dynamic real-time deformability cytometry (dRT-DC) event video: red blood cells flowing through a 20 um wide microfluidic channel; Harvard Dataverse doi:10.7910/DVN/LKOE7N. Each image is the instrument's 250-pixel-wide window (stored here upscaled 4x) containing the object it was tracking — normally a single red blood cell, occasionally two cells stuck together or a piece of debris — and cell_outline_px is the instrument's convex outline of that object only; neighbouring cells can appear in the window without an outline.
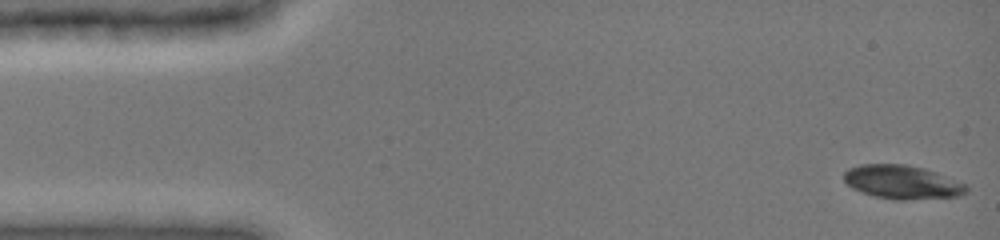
{"species": "common noctule bat (a hibernating species)", "species_latin": "Nyctalus noctula", "temperature_condition": "cold", "stored_images_in_passage": 47, "camera_frame_rate_fps": 3000, "um_per_image_px": 0.085, "animal": {"sex": "female", "body_mass_g": 19.0, "forearm_length_mm": 51.5}, "frame": {"image": 1, "passage_image": 1, "time_ms": 0.0, "image_size_px": [1000, 240], "cell_outline_px": [[968, 188], [964, 192], [956, 196], [900, 200], [896, 200], [876, 196], [852, 188], [844, 180], [844, 172], [852, 168], [864, 164], [904, 164], [924, 168], [964, 184]], "centroid_in_image_um": [76.65, 15.47], "position_along_channel_um": 8.4, "area_um2": 23.29}}
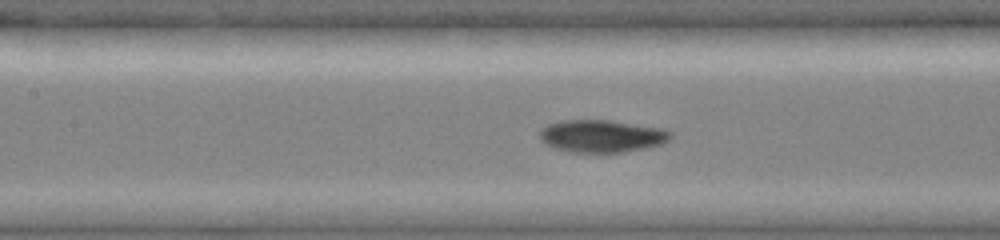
{"frame": {"image": 2, "passage_image": 21, "time_ms": 6.667, "image_size_px": [1000, 240], "cell_outline_px": [[672, 136], [668, 140], [660, 144], [648, 148], [620, 152], [572, 152], [556, 148], [540, 140], [540, 132], [548, 124], [560, 120], [608, 120], [660, 128], [672, 132]], "centroid_in_image_um": [51.16, 11.56], "position_along_channel_um": 156.2, "area_um2": 24.45}}
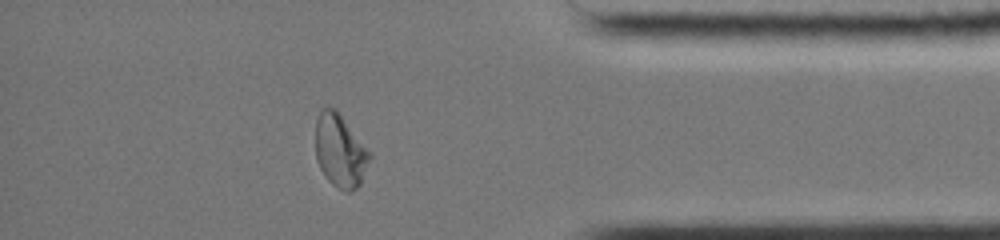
{"frame": {"image": 3, "passage_image": 41, "time_ms": 13.333, "image_size_px": [1000, 240], "cell_outline_px": [[372, 156], [360, 184], [352, 192], [344, 192], [336, 188], [328, 180], [320, 168], [316, 160], [316, 120], [320, 112], [324, 108], [336, 108], [372, 152]], "centroid_in_image_um": [28.94, 12.83], "position_along_channel_um": 406.3, "area_um2": 23.41}, "authors_computed_cell_mechanics": {"area_um2": 23.409, "velocity_mm_per_s": 3.9584, "shape_relaxation_time_tau1_ms": null, "shape_relaxation_time_tau2_ms": 1.2813, "deformation_change_tau1": null, "deformation_change_tau2": 0.0507}}